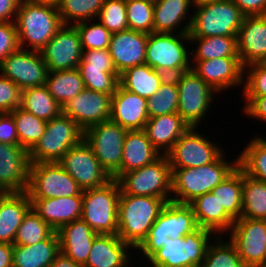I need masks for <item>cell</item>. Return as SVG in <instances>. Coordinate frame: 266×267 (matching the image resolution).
Listing matches in <instances>:
<instances>
[{
    "label": "cell",
    "mask_w": 266,
    "mask_h": 267,
    "mask_svg": "<svg viewBox=\"0 0 266 267\" xmlns=\"http://www.w3.org/2000/svg\"><path fill=\"white\" fill-rule=\"evenodd\" d=\"M226 153L224 150L213 162L200 167L171 168V201L189 204L196 197L211 192L238 167V155L230 160Z\"/></svg>",
    "instance_id": "6da1fadb"
},
{
    "label": "cell",
    "mask_w": 266,
    "mask_h": 267,
    "mask_svg": "<svg viewBox=\"0 0 266 267\" xmlns=\"http://www.w3.org/2000/svg\"><path fill=\"white\" fill-rule=\"evenodd\" d=\"M14 23L19 48L38 52L63 26L56 6L26 0H21Z\"/></svg>",
    "instance_id": "7a4b0ae2"
},
{
    "label": "cell",
    "mask_w": 266,
    "mask_h": 267,
    "mask_svg": "<svg viewBox=\"0 0 266 267\" xmlns=\"http://www.w3.org/2000/svg\"><path fill=\"white\" fill-rule=\"evenodd\" d=\"M165 204L163 198L120 194L117 235L135 250L149 233Z\"/></svg>",
    "instance_id": "3957f363"
},
{
    "label": "cell",
    "mask_w": 266,
    "mask_h": 267,
    "mask_svg": "<svg viewBox=\"0 0 266 267\" xmlns=\"http://www.w3.org/2000/svg\"><path fill=\"white\" fill-rule=\"evenodd\" d=\"M199 228L190 204L166 202L157 220L141 244L135 249L140 261H147L156 251L165 246L167 238H180ZM141 254V255H139Z\"/></svg>",
    "instance_id": "277c9868"
},
{
    "label": "cell",
    "mask_w": 266,
    "mask_h": 267,
    "mask_svg": "<svg viewBox=\"0 0 266 267\" xmlns=\"http://www.w3.org/2000/svg\"><path fill=\"white\" fill-rule=\"evenodd\" d=\"M217 235L209 229L197 230L180 238H167L165 246L147 261L148 267H200L209 244Z\"/></svg>",
    "instance_id": "5b68a950"
},
{
    "label": "cell",
    "mask_w": 266,
    "mask_h": 267,
    "mask_svg": "<svg viewBox=\"0 0 266 267\" xmlns=\"http://www.w3.org/2000/svg\"><path fill=\"white\" fill-rule=\"evenodd\" d=\"M190 46L189 34L150 33L145 64L167 77L177 76L191 69Z\"/></svg>",
    "instance_id": "8992f818"
},
{
    "label": "cell",
    "mask_w": 266,
    "mask_h": 267,
    "mask_svg": "<svg viewBox=\"0 0 266 267\" xmlns=\"http://www.w3.org/2000/svg\"><path fill=\"white\" fill-rule=\"evenodd\" d=\"M121 189L116 179L82 191V216L96 234H117Z\"/></svg>",
    "instance_id": "52a82bcc"
},
{
    "label": "cell",
    "mask_w": 266,
    "mask_h": 267,
    "mask_svg": "<svg viewBox=\"0 0 266 267\" xmlns=\"http://www.w3.org/2000/svg\"><path fill=\"white\" fill-rule=\"evenodd\" d=\"M117 181L120 194L151 196L171 201L172 169L166 155H160L152 163L122 174Z\"/></svg>",
    "instance_id": "ba28073f"
},
{
    "label": "cell",
    "mask_w": 266,
    "mask_h": 267,
    "mask_svg": "<svg viewBox=\"0 0 266 267\" xmlns=\"http://www.w3.org/2000/svg\"><path fill=\"white\" fill-rule=\"evenodd\" d=\"M84 140V130L61 113L47 121L45 133L29 151L30 163L58 162L72 147Z\"/></svg>",
    "instance_id": "9c48e42d"
},
{
    "label": "cell",
    "mask_w": 266,
    "mask_h": 267,
    "mask_svg": "<svg viewBox=\"0 0 266 267\" xmlns=\"http://www.w3.org/2000/svg\"><path fill=\"white\" fill-rule=\"evenodd\" d=\"M189 37L237 36L244 14L231 0L194 7Z\"/></svg>",
    "instance_id": "30bf717a"
},
{
    "label": "cell",
    "mask_w": 266,
    "mask_h": 267,
    "mask_svg": "<svg viewBox=\"0 0 266 267\" xmlns=\"http://www.w3.org/2000/svg\"><path fill=\"white\" fill-rule=\"evenodd\" d=\"M174 78L179 94L177 113L190 127H201L205 117L212 113L209 110L213 109L212 103L218 93L192 69L184 71Z\"/></svg>",
    "instance_id": "8fae6325"
},
{
    "label": "cell",
    "mask_w": 266,
    "mask_h": 267,
    "mask_svg": "<svg viewBox=\"0 0 266 267\" xmlns=\"http://www.w3.org/2000/svg\"><path fill=\"white\" fill-rule=\"evenodd\" d=\"M127 130L111 120L90 126L84 140L112 179L120 177V165Z\"/></svg>",
    "instance_id": "7c38bea8"
},
{
    "label": "cell",
    "mask_w": 266,
    "mask_h": 267,
    "mask_svg": "<svg viewBox=\"0 0 266 267\" xmlns=\"http://www.w3.org/2000/svg\"><path fill=\"white\" fill-rule=\"evenodd\" d=\"M83 190L58 162L31 163L27 194L29 198H59L79 195Z\"/></svg>",
    "instance_id": "4fadbf2b"
},
{
    "label": "cell",
    "mask_w": 266,
    "mask_h": 267,
    "mask_svg": "<svg viewBox=\"0 0 266 267\" xmlns=\"http://www.w3.org/2000/svg\"><path fill=\"white\" fill-rule=\"evenodd\" d=\"M198 127H190L166 154L171 168L200 167L213 162L224 150ZM205 135V136H204ZM210 139V140H209Z\"/></svg>",
    "instance_id": "5bb4252c"
},
{
    "label": "cell",
    "mask_w": 266,
    "mask_h": 267,
    "mask_svg": "<svg viewBox=\"0 0 266 267\" xmlns=\"http://www.w3.org/2000/svg\"><path fill=\"white\" fill-rule=\"evenodd\" d=\"M226 235L246 267L266 265V220L241 217Z\"/></svg>",
    "instance_id": "9a60e30c"
},
{
    "label": "cell",
    "mask_w": 266,
    "mask_h": 267,
    "mask_svg": "<svg viewBox=\"0 0 266 267\" xmlns=\"http://www.w3.org/2000/svg\"><path fill=\"white\" fill-rule=\"evenodd\" d=\"M58 163L82 190L99 188L112 180L85 140L70 148Z\"/></svg>",
    "instance_id": "2e32d148"
},
{
    "label": "cell",
    "mask_w": 266,
    "mask_h": 267,
    "mask_svg": "<svg viewBox=\"0 0 266 267\" xmlns=\"http://www.w3.org/2000/svg\"><path fill=\"white\" fill-rule=\"evenodd\" d=\"M0 74L22 91L45 85L48 70L40 52L18 48L0 63Z\"/></svg>",
    "instance_id": "e0dca14e"
},
{
    "label": "cell",
    "mask_w": 266,
    "mask_h": 267,
    "mask_svg": "<svg viewBox=\"0 0 266 267\" xmlns=\"http://www.w3.org/2000/svg\"><path fill=\"white\" fill-rule=\"evenodd\" d=\"M39 52L48 72L78 68L83 49L77 28L63 25Z\"/></svg>",
    "instance_id": "ac0fdd59"
},
{
    "label": "cell",
    "mask_w": 266,
    "mask_h": 267,
    "mask_svg": "<svg viewBox=\"0 0 266 267\" xmlns=\"http://www.w3.org/2000/svg\"><path fill=\"white\" fill-rule=\"evenodd\" d=\"M191 69L218 94L244 86V66L240 58L191 61Z\"/></svg>",
    "instance_id": "d6986e66"
},
{
    "label": "cell",
    "mask_w": 266,
    "mask_h": 267,
    "mask_svg": "<svg viewBox=\"0 0 266 267\" xmlns=\"http://www.w3.org/2000/svg\"><path fill=\"white\" fill-rule=\"evenodd\" d=\"M111 100L112 95L84 88L62 107V113L85 131L110 119Z\"/></svg>",
    "instance_id": "ffe728a7"
},
{
    "label": "cell",
    "mask_w": 266,
    "mask_h": 267,
    "mask_svg": "<svg viewBox=\"0 0 266 267\" xmlns=\"http://www.w3.org/2000/svg\"><path fill=\"white\" fill-rule=\"evenodd\" d=\"M30 164L28 150L0 143V193L26 191Z\"/></svg>",
    "instance_id": "44dd1931"
},
{
    "label": "cell",
    "mask_w": 266,
    "mask_h": 267,
    "mask_svg": "<svg viewBox=\"0 0 266 267\" xmlns=\"http://www.w3.org/2000/svg\"><path fill=\"white\" fill-rule=\"evenodd\" d=\"M133 252L117 234H98L83 267H134Z\"/></svg>",
    "instance_id": "7402d4cb"
},
{
    "label": "cell",
    "mask_w": 266,
    "mask_h": 267,
    "mask_svg": "<svg viewBox=\"0 0 266 267\" xmlns=\"http://www.w3.org/2000/svg\"><path fill=\"white\" fill-rule=\"evenodd\" d=\"M148 35L130 29L112 34L108 51L119 75L131 67L145 64Z\"/></svg>",
    "instance_id": "603a6c76"
},
{
    "label": "cell",
    "mask_w": 266,
    "mask_h": 267,
    "mask_svg": "<svg viewBox=\"0 0 266 267\" xmlns=\"http://www.w3.org/2000/svg\"><path fill=\"white\" fill-rule=\"evenodd\" d=\"M236 42L237 54L244 67L266 62V15L244 16Z\"/></svg>",
    "instance_id": "cb8c5ba5"
},
{
    "label": "cell",
    "mask_w": 266,
    "mask_h": 267,
    "mask_svg": "<svg viewBox=\"0 0 266 267\" xmlns=\"http://www.w3.org/2000/svg\"><path fill=\"white\" fill-rule=\"evenodd\" d=\"M191 9H194L191 0H156L153 33L189 34L193 14Z\"/></svg>",
    "instance_id": "d4e9b609"
},
{
    "label": "cell",
    "mask_w": 266,
    "mask_h": 267,
    "mask_svg": "<svg viewBox=\"0 0 266 267\" xmlns=\"http://www.w3.org/2000/svg\"><path fill=\"white\" fill-rule=\"evenodd\" d=\"M148 119L147 98L131 93L119 85L112 95L109 120L127 131H132L144 130Z\"/></svg>",
    "instance_id": "484cf974"
},
{
    "label": "cell",
    "mask_w": 266,
    "mask_h": 267,
    "mask_svg": "<svg viewBox=\"0 0 266 267\" xmlns=\"http://www.w3.org/2000/svg\"><path fill=\"white\" fill-rule=\"evenodd\" d=\"M32 208L54 231L63 225L81 219L82 192L59 198H29Z\"/></svg>",
    "instance_id": "4316f807"
},
{
    "label": "cell",
    "mask_w": 266,
    "mask_h": 267,
    "mask_svg": "<svg viewBox=\"0 0 266 267\" xmlns=\"http://www.w3.org/2000/svg\"><path fill=\"white\" fill-rule=\"evenodd\" d=\"M56 232L60 253L83 266L87 261L93 240L98 234L82 219L67 223Z\"/></svg>",
    "instance_id": "83f0119b"
},
{
    "label": "cell",
    "mask_w": 266,
    "mask_h": 267,
    "mask_svg": "<svg viewBox=\"0 0 266 267\" xmlns=\"http://www.w3.org/2000/svg\"><path fill=\"white\" fill-rule=\"evenodd\" d=\"M189 128L178 113H172L149 118L144 131L153 147L161 155H166Z\"/></svg>",
    "instance_id": "f1b7e54d"
},
{
    "label": "cell",
    "mask_w": 266,
    "mask_h": 267,
    "mask_svg": "<svg viewBox=\"0 0 266 267\" xmlns=\"http://www.w3.org/2000/svg\"><path fill=\"white\" fill-rule=\"evenodd\" d=\"M31 208L26 191L0 193V243L13 244L16 232Z\"/></svg>",
    "instance_id": "f546056e"
},
{
    "label": "cell",
    "mask_w": 266,
    "mask_h": 267,
    "mask_svg": "<svg viewBox=\"0 0 266 267\" xmlns=\"http://www.w3.org/2000/svg\"><path fill=\"white\" fill-rule=\"evenodd\" d=\"M189 204L199 227L212 230L217 236H226L231 230L235 220L224 210L212 192L196 197Z\"/></svg>",
    "instance_id": "4dcf8cb0"
},
{
    "label": "cell",
    "mask_w": 266,
    "mask_h": 267,
    "mask_svg": "<svg viewBox=\"0 0 266 267\" xmlns=\"http://www.w3.org/2000/svg\"><path fill=\"white\" fill-rule=\"evenodd\" d=\"M160 155L144 130L127 131L123 145L120 176L152 163Z\"/></svg>",
    "instance_id": "1f68e13d"
},
{
    "label": "cell",
    "mask_w": 266,
    "mask_h": 267,
    "mask_svg": "<svg viewBox=\"0 0 266 267\" xmlns=\"http://www.w3.org/2000/svg\"><path fill=\"white\" fill-rule=\"evenodd\" d=\"M59 253V238L54 231L34 245L13 244L12 267H49Z\"/></svg>",
    "instance_id": "d6a6232c"
},
{
    "label": "cell",
    "mask_w": 266,
    "mask_h": 267,
    "mask_svg": "<svg viewBox=\"0 0 266 267\" xmlns=\"http://www.w3.org/2000/svg\"><path fill=\"white\" fill-rule=\"evenodd\" d=\"M167 76L148 64L131 67L119 75L120 86L144 98L155 95Z\"/></svg>",
    "instance_id": "836d02e7"
},
{
    "label": "cell",
    "mask_w": 266,
    "mask_h": 267,
    "mask_svg": "<svg viewBox=\"0 0 266 267\" xmlns=\"http://www.w3.org/2000/svg\"><path fill=\"white\" fill-rule=\"evenodd\" d=\"M237 36L189 37L191 61L216 58H239L237 54ZM197 47V48H196ZM196 48V49H195Z\"/></svg>",
    "instance_id": "e575fe53"
},
{
    "label": "cell",
    "mask_w": 266,
    "mask_h": 267,
    "mask_svg": "<svg viewBox=\"0 0 266 267\" xmlns=\"http://www.w3.org/2000/svg\"><path fill=\"white\" fill-rule=\"evenodd\" d=\"M20 108L45 121L62 113V107L50 95L46 85L22 90Z\"/></svg>",
    "instance_id": "d590c367"
},
{
    "label": "cell",
    "mask_w": 266,
    "mask_h": 267,
    "mask_svg": "<svg viewBox=\"0 0 266 267\" xmlns=\"http://www.w3.org/2000/svg\"><path fill=\"white\" fill-rule=\"evenodd\" d=\"M45 85L61 107L85 88L78 68L48 72Z\"/></svg>",
    "instance_id": "8d00e7d4"
},
{
    "label": "cell",
    "mask_w": 266,
    "mask_h": 267,
    "mask_svg": "<svg viewBox=\"0 0 266 267\" xmlns=\"http://www.w3.org/2000/svg\"><path fill=\"white\" fill-rule=\"evenodd\" d=\"M242 186L243 171L238 166L211 191L234 220L241 218L242 214Z\"/></svg>",
    "instance_id": "74e56055"
},
{
    "label": "cell",
    "mask_w": 266,
    "mask_h": 267,
    "mask_svg": "<svg viewBox=\"0 0 266 267\" xmlns=\"http://www.w3.org/2000/svg\"><path fill=\"white\" fill-rule=\"evenodd\" d=\"M255 134L238 155V166L257 180L266 182V137Z\"/></svg>",
    "instance_id": "f35d334b"
},
{
    "label": "cell",
    "mask_w": 266,
    "mask_h": 267,
    "mask_svg": "<svg viewBox=\"0 0 266 267\" xmlns=\"http://www.w3.org/2000/svg\"><path fill=\"white\" fill-rule=\"evenodd\" d=\"M242 218L266 220V182L243 172Z\"/></svg>",
    "instance_id": "ab89813d"
},
{
    "label": "cell",
    "mask_w": 266,
    "mask_h": 267,
    "mask_svg": "<svg viewBox=\"0 0 266 267\" xmlns=\"http://www.w3.org/2000/svg\"><path fill=\"white\" fill-rule=\"evenodd\" d=\"M226 237V238H225ZM200 267H246L235 245L227 236L218 235L209 244Z\"/></svg>",
    "instance_id": "60d3db41"
},
{
    "label": "cell",
    "mask_w": 266,
    "mask_h": 267,
    "mask_svg": "<svg viewBox=\"0 0 266 267\" xmlns=\"http://www.w3.org/2000/svg\"><path fill=\"white\" fill-rule=\"evenodd\" d=\"M15 120L19 144L30 151L45 133L47 121L17 107L10 113Z\"/></svg>",
    "instance_id": "b9f144b4"
},
{
    "label": "cell",
    "mask_w": 266,
    "mask_h": 267,
    "mask_svg": "<svg viewBox=\"0 0 266 267\" xmlns=\"http://www.w3.org/2000/svg\"><path fill=\"white\" fill-rule=\"evenodd\" d=\"M104 2L105 0H60L57 9L63 25H75L96 19Z\"/></svg>",
    "instance_id": "7bdbcfd3"
},
{
    "label": "cell",
    "mask_w": 266,
    "mask_h": 267,
    "mask_svg": "<svg viewBox=\"0 0 266 267\" xmlns=\"http://www.w3.org/2000/svg\"><path fill=\"white\" fill-rule=\"evenodd\" d=\"M178 88L174 77H167L158 92L147 99L148 117L167 115L178 112Z\"/></svg>",
    "instance_id": "ee69618b"
},
{
    "label": "cell",
    "mask_w": 266,
    "mask_h": 267,
    "mask_svg": "<svg viewBox=\"0 0 266 267\" xmlns=\"http://www.w3.org/2000/svg\"><path fill=\"white\" fill-rule=\"evenodd\" d=\"M54 230L31 208L19 226L14 245H34L46 240Z\"/></svg>",
    "instance_id": "f6af8a7d"
},
{
    "label": "cell",
    "mask_w": 266,
    "mask_h": 267,
    "mask_svg": "<svg viewBox=\"0 0 266 267\" xmlns=\"http://www.w3.org/2000/svg\"><path fill=\"white\" fill-rule=\"evenodd\" d=\"M128 29L153 33L154 2L147 0H126Z\"/></svg>",
    "instance_id": "bcb514c9"
},
{
    "label": "cell",
    "mask_w": 266,
    "mask_h": 267,
    "mask_svg": "<svg viewBox=\"0 0 266 267\" xmlns=\"http://www.w3.org/2000/svg\"><path fill=\"white\" fill-rule=\"evenodd\" d=\"M74 26L79 32L83 51L108 49L112 33L97 19L84 21Z\"/></svg>",
    "instance_id": "7dc6e473"
},
{
    "label": "cell",
    "mask_w": 266,
    "mask_h": 267,
    "mask_svg": "<svg viewBox=\"0 0 266 267\" xmlns=\"http://www.w3.org/2000/svg\"><path fill=\"white\" fill-rule=\"evenodd\" d=\"M96 19L112 34L128 30L126 0H105Z\"/></svg>",
    "instance_id": "c3c4849f"
},
{
    "label": "cell",
    "mask_w": 266,
    "mask_h": 267,
    "mask_svg": "<svg viewBox=\"0 0 266 267\" xmlns=\"http://www.w3.org/2000/svg\"><path fill=\"white\" fill-rule=\"evenodd\" d=\"M84 83V87L96 92L113 95L120 85L117 72H105L103 70L78 68Z\"/></svg>",
    "instance_id": "681fc988"
},
{
    "label": "cell",
    "mask_w": 266,
    "mask_h": 267,
    "mask_svg": "<svg viewBox=\"0 0 266 267\" xmlns=\"http://www.w3.org/2000/svg\"><path fill=\"white\" fill-rule=\"evenodd\" d=\"M242 96L266 95V62L252 63L244 67Z\"/></svg>",
    "instance_id": "f907efd6"
},
{
    "label": "cell",
    "mask_w": 266,
    "mask_h": 267,
    "mask_svg": "<svg viewBox=\"0 0 266 267\" xmlns=\"http://www.w3.org/2000/svg\"><path fill=\"white\" fill-rule=\"evenodd\" d=\"M78 68L117 72L108 49L84 50Z\"/></svg>",
    "instance_id": "816d5d0a"
},
{
    "label": "cell",
    "mask_w": 266,
    "mask_h": 267,
    "mask_svg": "<svg viewBox=\"0 0 266 267\" xmlns=\"http://www.w3.org/2000/svg\"><path fill=\"white\" fill-rule=\"evenodd\" d=\"M21 90L10 79L0 74V113H11L20 107Z\"/></svg>",
    "instance_id": "f5cc1de1"
},
{
    "label": "cell",
    "mask_w": 266,
    "mask_h": 267,
    "mask_svg": "<svg viewBox=\"0 0 266 267\" xmlns=\"http://www.w3.org/2000/svg\"><path fill=\"white\" fill-rule=\"evenodd\" d=\"M19 48L14 22H0V63Z\"/></svg>",
    "instance_id": "db71d44e"
},
{
    "label": "cell",
    "mask_w": 266,
    "mask_h": 267,
    "mask_svg": "<svg viewBox=\"0 0 266 267\" xmlns=\"http://www.w3.org/2000/svg\"><path fill=\"white\" fill-rule=\"evenodd\" d=\"M243 110L247 118L258 122H266V95L264 96H243Z\"/></svg>",
    "instance_id": "11a10c76"
},
{
    "label": "cell",
    "mask_w": 266,
    "mask_h": 267,
    "mask_svg": "<svg viewBox=\"0 0 266 267\" xmlns=\"http://www.w3.org/2000/svg\"><path fill=\"white\" fill-rule=\"evenodd\" d=\"M0 143L20 145L15 120L10 113H0Z\"/></svg>",
    "instance_id": "9f6ffc18"
},
{
    "label": "cell",
    "mask_w": 266,
    "mask_h": 267,
    "mask_svg": "<svg viewBox=\"0 0 266 267\" xmlns=\"http://www.w3.org/2000/svg\"><path fill=\"white\" fill-rule=\"evenodd\" d=\"M245 16L266 15V0H231Z\"/></svg>",
    "instance_id": "6f0895ef"
},
{
    "label": "cell",
    "mask_w": 266,
    "mask_h": 267,
    "mask_svg": "<svg viewBox=\"0 0 266 267\" xmlns=\"http://www.w3.org/2000/svg\"><path fill=\"white\" fill-rule=\"evenodd\" d=\"M21 0H0V22H14Z\"/></svg>",
    "instance_id": "680465c9"
},
{
    "label": "cell",
    "mask_w": 266,
    "mask_h": 267,
    "mask_svg": "<svg viewBox=\"0 0 266 267\" xmlns=\"http://www.w3.org/2000/svg\"><path fill=\"white\" fill-rule=\"evenodd\" d=\"M13 244L0 243V267H12Z\"/></svg>",
    "instance_id": "91938a15"
},
{
    "label": "cell",
    "mask_w": 266,
    "mask_h": 267,
    "mask_svg": "<svg viewBox=\"0 0 266 267\" xmlns=\"http://www.w3.org/2000/svg\"><path fill=\"white\" fill-rule=\"evenodd\" d=\"M49 267H83V266L78 263H75L73 260L66 257L64 254L59 253Z\"/></svg>",
    "instance_id": "94428289"
},
{
    "label": "cell",
    "mask_w": 266,
    "mask_h": 267,
    "mask_svg": "<svg viewBox=\"0 0 266 267\" xmlns=\"http://www.w3.org/2000/svg\"><path fill=\"white\" fill-rule=\"evenodd\" d=\"M193 7H198L201 5H208L211 3H215V2H220V1H224V0H191Z\"/></svg>",
    "instance_id": "6125c7cd"
},
{
    "label": "cell",
    "mask_w": 266,
    "mask_h": 267,
    "mask_svg": "<svg viewBox=\"0 0 266 267\" xmlns=\"http://www.w3.org/2000/svg\"><path fill=\"white\" fill-rule=\"evenodd\" d=\"M32 3H39V4H50L53 6H58L60 0H26Z\"/></svg>",
    "instance_id": "be15d7a7"
}]
</instances>
